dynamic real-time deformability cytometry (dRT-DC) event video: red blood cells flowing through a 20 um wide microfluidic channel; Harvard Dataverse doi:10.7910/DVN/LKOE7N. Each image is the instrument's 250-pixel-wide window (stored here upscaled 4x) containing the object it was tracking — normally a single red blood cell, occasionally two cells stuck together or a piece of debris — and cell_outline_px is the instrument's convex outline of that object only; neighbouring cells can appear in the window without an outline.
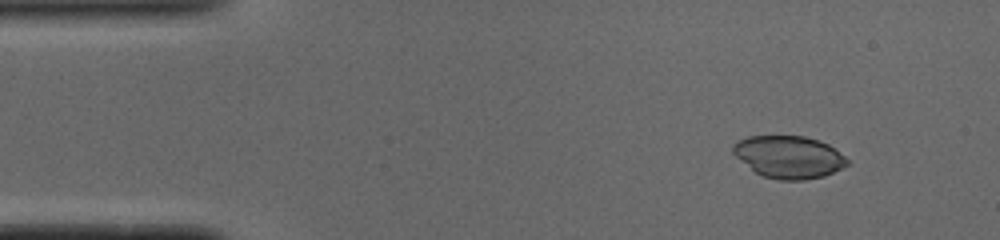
{"species": "common noctule bat (a hibernating species)", "species_latin": "Nyctalus noctula", "temperature_condition": "cold", "stored_images_in_passage": 46, "camera_frame_rate_fps": 3000, "um_per_image_px": 0.085, "animal": {"sex": "male", "body_mass_g": 19.0, "forearm_length_mm": 50.8}, "frame": {"image": 1, "passage_image": 1, "time_ms": 0.0, "image_size_px": [1000, 240], "cell_outline_px": [[848, 164], [824, 176], [804, 180], [780, 180], [764, 176], [756, 172], [736, 156], [732, 152], [732, 144], [736, 140], [748, 136], [804, 136], [820, 140], [828, 144], [844, 156], [848, 160]], "centroid_in_image_um": [67.03, 13.33], "position_along_channel_um": 18.0, "area_um2": 28.03}}
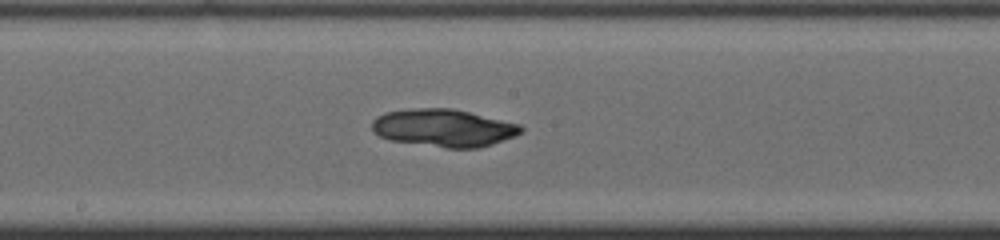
{"frame": {"image": 2, "passage_image": 22, "time_ms": 7.0, "image_size_px": [1000, 240], "cell_outline_px": [[524, 132], [516, 136], [480, 148], [444, 148], [388, 140], [380, 136], [372, 128], [372, 120], [376, 116], [384, 112], [416, 108], [452, 108], [520, 124], [524, 128]], "centroid_in_image_um": [37.72, 10.88], "position_along_channel_um": 210.5, "area_um2": 32.89}}
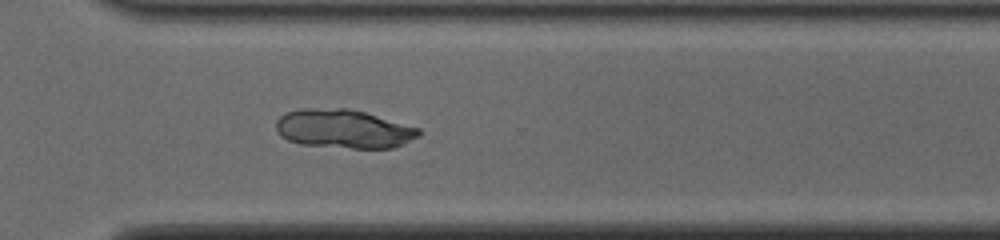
{"frame": {"image": 3, "passage_image": 32, "time_ms": 10.333, "image_size_px": [1000, 240], "cell_outline_px": [[420, 136], [392, 148], [352, 148], [300, 144], [288, 140], [280, 136], [276, 128], [276, 120], [280, 116], [288, 112], [300, 108], [348, 108], [364, 112], [420, 128]], "centroid_in_image_um": [29.19, 10.95], "position_along_channel_um": 341.4, "area_um2": 32.19}}